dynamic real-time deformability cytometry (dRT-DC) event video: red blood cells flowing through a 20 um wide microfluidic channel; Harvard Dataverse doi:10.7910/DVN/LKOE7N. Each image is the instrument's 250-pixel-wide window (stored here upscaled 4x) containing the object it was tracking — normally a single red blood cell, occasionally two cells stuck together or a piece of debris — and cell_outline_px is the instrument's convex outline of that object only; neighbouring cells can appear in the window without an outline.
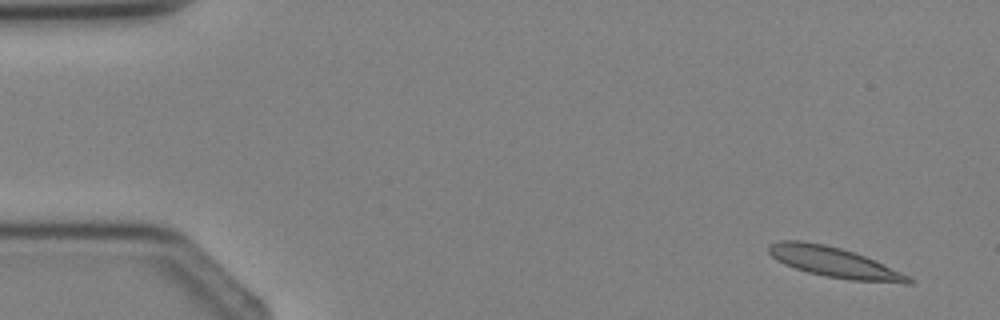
{"species": "Egyptian fruit bat (a non-hibernating species)", "species_latin": "Rousettus aegyptiacus", "temperature_condition": "cold", "stored_images_in_passage": 3, "camera_frame_rate_fps": 3000, "um_per_image_px": 0.085, "animal": {"sex": "female"}, "frame": {"image": 1, "passage_image": 1, "time_ms": 0.0, "image_size_px": [1000, 320], "cell_outline_px": [[916, 280], [912, 284], [904, 284], [848, 280], [824, 276], [808, 272], [784, 264], [776, 260], [768, 252], [768, 244], [780, 240], [800, 240], [824, 244], [840, 248], [864, 256], [900, 272]], "centroid_in_image_um": [70.89, 22.31], "position_along_channel_um": 14.1, "area_um2": 24.62}}
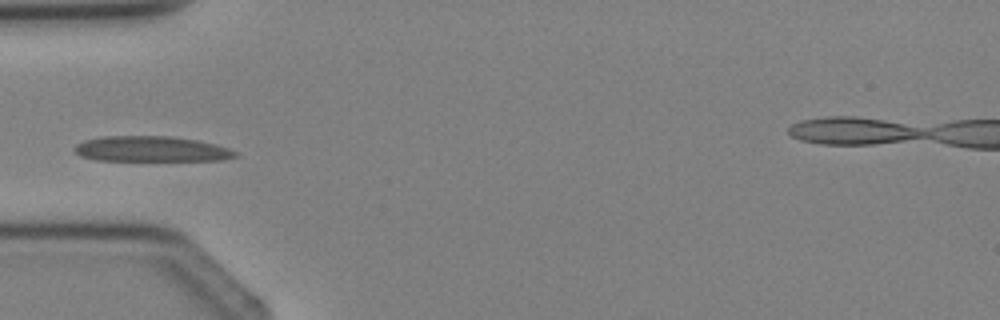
{"frame": {"image": 2, "passage_image": 3, "time_ms": 3.333, "image_size_px": [1000, 320], "cell_outline_px": [[240, 156], [220, 160], [96, 160], [80, 156], [72, 148], [76, 144], [84, 140], [100, 136], [168, 136], [196, 140], [216, 144], [240, 152]], "centroid_in_image_um": [12.86, 12.66], "position_along_channel_um": 72.1, "area_um2": 23.93}}